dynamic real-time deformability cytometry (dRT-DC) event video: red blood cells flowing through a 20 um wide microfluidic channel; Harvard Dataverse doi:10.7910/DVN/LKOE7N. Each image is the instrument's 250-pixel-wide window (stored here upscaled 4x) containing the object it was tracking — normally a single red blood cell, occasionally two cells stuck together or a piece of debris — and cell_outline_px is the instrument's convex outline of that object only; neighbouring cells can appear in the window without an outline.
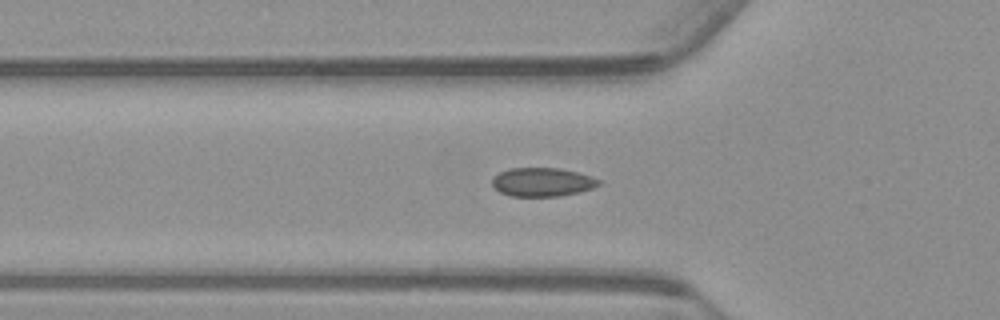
{"species": "common noctule bat (a hibernating species)", "species_latin": "Nyctalus noctula", "temperature_condition": "warm", "stored_images_in_passage": 34, "camera_frame_rate_fps": 3000, "um_per_image_px": 0.085, "animal": {"sex": "male", "body_mass_g": 23.1, "forearm_length_mm": 52.7}, "frame": {"image": 1, "passage_image": 4, "time_ms": 1.0, "image_size_px": [1000, 320], "cell_outline_px": [[600, 184], [592, 188], [580, 192], [560, 196], [512, 196], [500, 192], [492, 184], [492, 176], [508, 168], [560, 168], [592, 176], [600, 180]], "centroid_in_image_um": [46.09, 15.47], "position_along_channel_um": 79.7, "area_um2": 17.86}}
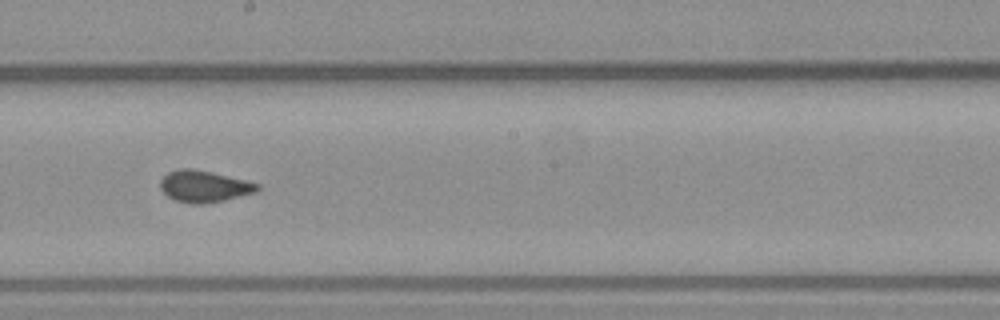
{"frame": {"image": 2, "passage_image": 16, "time_ms": 5.0, "image_size_px": [1000, 320], "cell_outline_px": [[260, 188], [256, 192], [224, 200], [204, 204], [192, 204], [176, 200], [168, 196], [160, 188], [160, 180], [168, 172], [180, 168], [192, 168], [212, 172], [260, 184]], "centroid_in_image_um": [17.34, 15.84], "position_along_channel_um": 230.9, "area_um2": 17.8}}
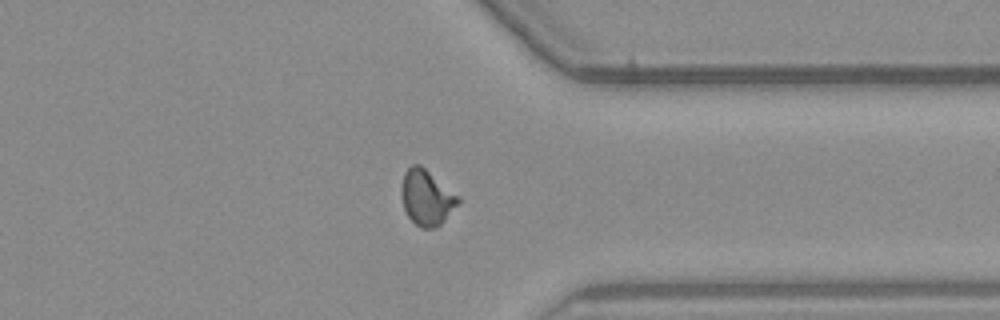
{"frame": {"image": 3, "passage_image": 28, "time_ms": 9.0, "image_size_px": [1000, 320], "cell_outline_px": [[460, 200], [440, 224], [436, 228], [420, 228], [408, 216], [404, 208], [400, 192], [404, 172], [412, 164], [420, 164], [460, 196]], "centroid_in_image_um": [36.24, 16.77], "position_along_channel_um": 375.2, "area_um2": 18.21}, "authors_computed_cell_mechanics": {"area_um2": 17.6868, "velocity_mm_per_s": 3.7467, "shape_relaxation_time_tau1_ms": null, "shape_relaxation_time_tau2_ms": 0.7992, "deformation_change_tau1": null, "deformation_change_tau2": 0.0389}}